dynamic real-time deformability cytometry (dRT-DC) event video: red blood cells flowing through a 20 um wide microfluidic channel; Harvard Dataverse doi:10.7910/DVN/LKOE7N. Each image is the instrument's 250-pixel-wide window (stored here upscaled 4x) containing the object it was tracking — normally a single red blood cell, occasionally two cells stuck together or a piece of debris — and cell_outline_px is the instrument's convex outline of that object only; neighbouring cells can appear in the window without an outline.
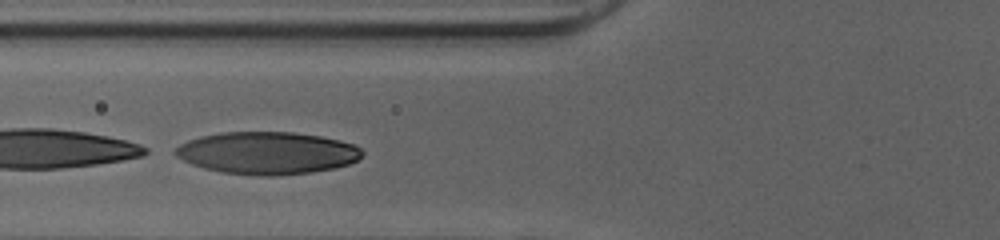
{"species": "human", "species_latin": "Homo sapiens", "temperature_condition": "cold", "stored_images_in_passage": 22, "camera_frame_rate_fps": 3000, "um_per_image_px": 0.085, "donor": {"sex": "female"}, "frame": {"image": 1, "passage_image": 12, "time_ms": 3.667, "image_size_px": [1000, 240], "cell_outline_px": [[364, 152], [356, 160], [348, 164], [336, 168], [312, 172], [272, 176], [256, 176], [220, 172], [204, 168], [192, 164], [176, 156], [172, 152], [180, 144], [188, 140], [200, 136], [220, 132], [292, 132], [320, 136], [340, 140], [352, 144], [360, 148]], "centroid_in_image_um": [22.69, 13.0], "position_along_channel_um": 103.1, "area_um2": 46.24}}
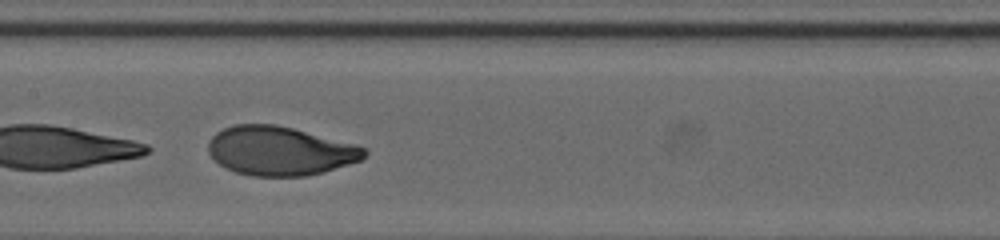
{"frame": {"image": 2, "passage_image": 18, "time_ms": 5.667, "image_size_px": [1000, 240], "cell_outline_px": [[368, 152], [360, 160], [324, 172], [304, 176], [252, 176], [236, 172], [224, 168], [208, 152], [208, 140], [216, 132], [232, 124], [276, 124], [356, 144], [368, 148]], "centroid_in_image_um": [23.78, 12.82], "position_along_channel_um": 183.6, "area_um2": 44.62}}